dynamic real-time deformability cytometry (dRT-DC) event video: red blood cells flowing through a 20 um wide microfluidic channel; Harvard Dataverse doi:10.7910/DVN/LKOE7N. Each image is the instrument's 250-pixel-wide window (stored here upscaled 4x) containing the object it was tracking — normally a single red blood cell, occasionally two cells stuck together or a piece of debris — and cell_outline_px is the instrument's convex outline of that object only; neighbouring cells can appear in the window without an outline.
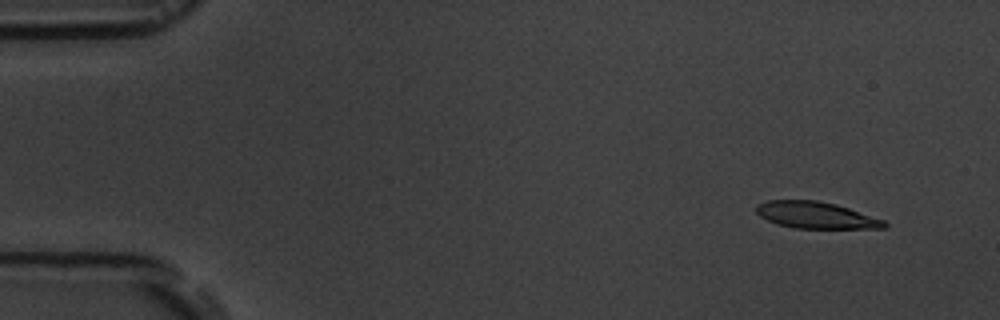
{"species": "common noctule bat (a hibernating species)", "species_latin": "Nyctalus noctula", "temperature_condition": "room temperature", "stored_images_in_passage": 5, "camera_frame_rate_fps": 3000, "um_per_image_px": 0.085, "animal": {"sex": "male", "body_mass_g": 19.5, "forearm_length_mm": 54.6}, "frame": {"image": 1, "passage_image": 1, "time_ms": 0.0, "image_size_px": [1000, 320], "cell_outline_px": [[888, 224], [884, 228], [796, 228], [776, 224], [760, 216], [756, 212], [756, 204], [768, 200], [816, 200], [836, 204], [884, 220]], "centroid_in_image_um": [69.32, 18.28], "position_along_channel_um": 15.7, "area_um2": 19.77}}
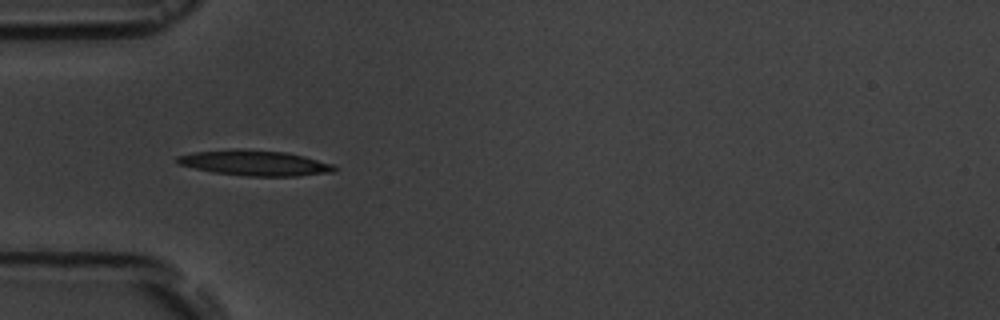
{"frame": {"image": 2, "passage_image": 4, "time_ms": 4.333, "image_size_px": [1000, 320], "cell_outline_px": [[336, 172], [296, 176], [248, 176], [212, 172], [180, 164], [176, 160], [176, 156], [192, 152], [232, 148], [240, 148], [288, 152], [304, 156], [332, 164], [336, 168]], "centroid_in_image_um": [21.66, 13.84], "position_along_channel_um": 63.3, "area_um2": 23.41}}
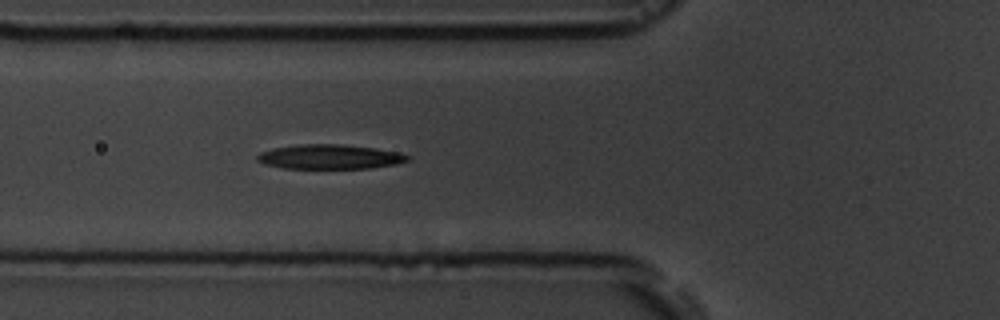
{"frame": {"image": 3, "passage_image": 5, "time_ms": 5.333, "image_size_px": [1000, 320], "cell_outline_px": [[408, 160], [396, 164], [368, 168], [284, 168], [264, 164], [256, 160], [256, 156], [260, 152], [272, 148], [296, 144], [340, 144], [372, 148], [400, 152], [408, 156]], "centroid_in_image_um": [27.96, 13.32], "position_along_channel_um": 97.8, "area_um2": 21.39}}